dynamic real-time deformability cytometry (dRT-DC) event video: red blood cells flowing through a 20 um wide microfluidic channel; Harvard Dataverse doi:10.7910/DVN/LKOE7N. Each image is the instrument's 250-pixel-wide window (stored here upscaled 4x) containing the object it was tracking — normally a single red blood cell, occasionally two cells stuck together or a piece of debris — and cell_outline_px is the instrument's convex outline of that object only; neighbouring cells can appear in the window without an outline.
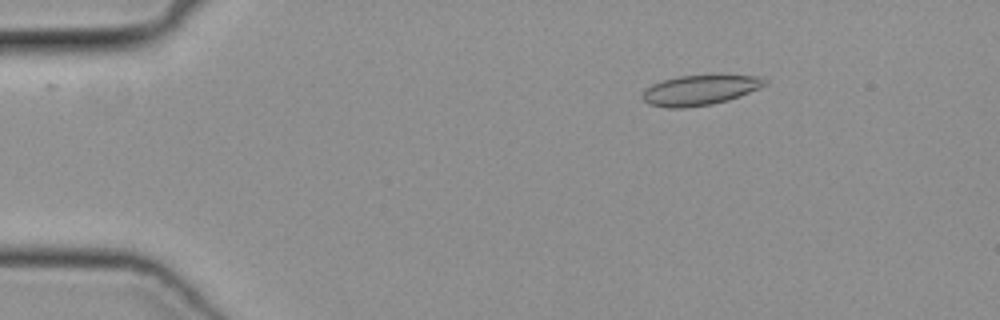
{"species": "common noctule bat (a hibernating species)", "species_latin": "Nyctalus noctula", "temperature_condition": "cold", "stored_images_in_passage": 44, "camera_frame_rate_fps": 3000, "um_per_image_px": 0.085, "animal": {"sex": "female", "body_mass_g": 19.3, "forearm_length_mm": 54.1}, "frame": {"image": 1, "passage_image": 3, "time_ms": 0.667, "image_size_px": [1000, 320], "cell_outline_px": [[768, 84], [760, 88], [740, 96], [728, 100], [712, 104], [684, 108], [668, 108], [648, 104], [640, 96], [644, 88], [652, 84], [664, 80], [680, 76], [760, 76], [768, 80]], "centroid_in_image_um": [59.47, 7.67], "position_along_channel_um": 25.5, "area_um2": 21.39}}
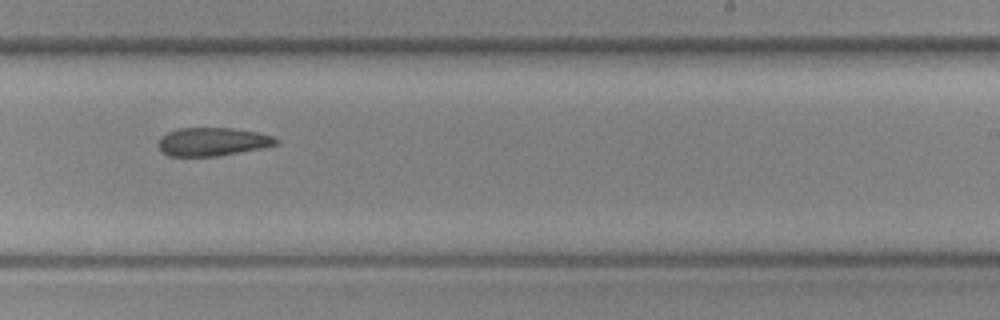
{"frame": {"image": 2, "passage_image": 26, "time_ms": 8.333, "image_size_px": [1000, 320], "cell_outline_px": [[280, 144], [260, 148], [216, 156], [168, 156], [160, 152], [156, 144], [160, 136], [176, 128], [232, 128], [256, 132], [272, 136], [280, 140]], "centroid_in_image_um": [18.0, 12.04], "position_along_channel_um": 271.0, "area_um2": 19.59}}
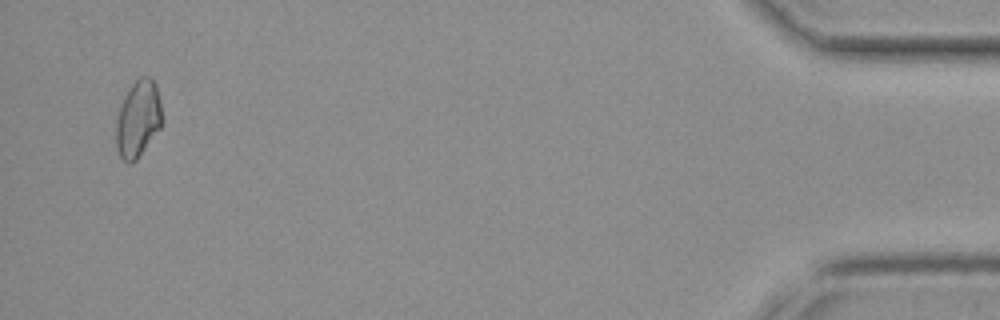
{"frame": {"image": 3, "passage_image": 43, "time_ms": 14.0, "image_size_px": [1000, 320], "cell_outline_px": [[160, 128], [136, 160], [132, 164], [128, 164], [120, 156], [116, 148], [116, 120], [124, 96], [128, 88], [140, 76], [152, 76], [156, 84], [160, 100]], "centroid_in_image_um": [11.72, 10.09], "position_along_channel_um": 423.5, "area_um2": 20.46}}